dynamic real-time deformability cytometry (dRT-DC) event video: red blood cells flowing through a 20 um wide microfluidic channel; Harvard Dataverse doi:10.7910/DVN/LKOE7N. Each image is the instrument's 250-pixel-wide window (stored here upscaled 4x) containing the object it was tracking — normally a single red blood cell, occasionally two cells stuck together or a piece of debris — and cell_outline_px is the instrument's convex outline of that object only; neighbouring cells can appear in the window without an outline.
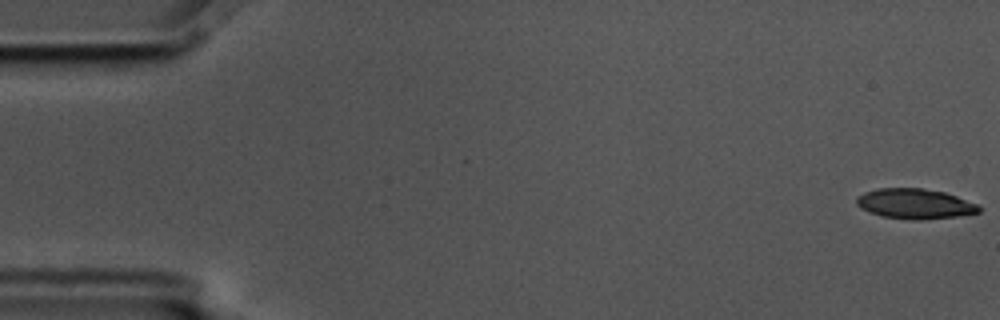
{"species": "common noctule bat (a hibernating species)", "species_latin": "Nyctalus noctula", "temperature_condition": "cold", "stored_images_in_passage": 56, "camera_frame_rate_fps": 3000, "um_per_image_px": 0.085, "animal": {"sex": "male", "body_mass_g": 17.5, "forearm_length_mm": 52.3}, "frame": {"image": 1, "passage_image": 1, "time_ms": 0.0, "image_size_px": [1000, 320], "cell_outline_px": [[980, 212], [956, 216], [920, 220], [912, 220], [884, 216], [860, 208], [856, 204], [856, 196], [864, 192], [876, 188], [920, 188], [944, 192], [956, 196], [976, 204], [980, 208]], "centroid_in_image_um": [77.72, 17.31], "position_along_channel_um": 7.3, "area_um2": 21.27}}
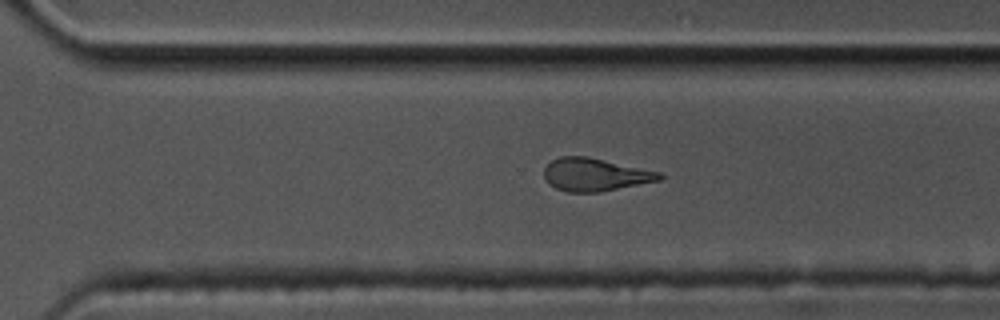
{"frame": {"image": 2, "passage_image": 39, "time_ms": 12.667, "image_size_px": [1000, 320], "cell_outline_px": [[664, 176], [660, 180], [600, 192], [568, 192], [556, 188], [548, 184], [544, 176], [544, 168], [552, 160], [560, 156], [588, 156], [660, 172]], "centroid_in_image_um": [50.56, 14.84], "position_along_channel_um": 320.0, "area_um2": 22.08}}
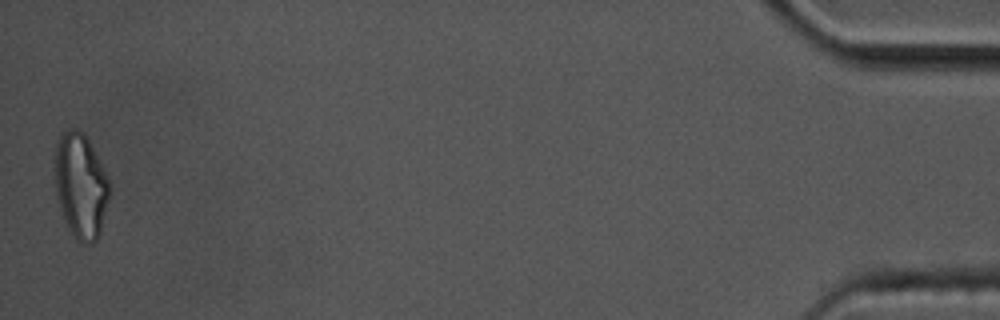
{"frame": {"image": 3, "passage_image": 56, "time_ms": 18.333, "image_size_px": [1000, 320], "cell_outline_px": [[108, 200], [100, 232], [96, 240], [92, 244], [80, 244], [76, 240], [64, 220], [56, 196], [52, 168], [56, 144], [60, 132], [68, 128], [76, 128], [84, 132], [108, 176]], "centroid_in_image_um": [6.8, 15.75], "position_along_channel_um": 428.4, "area_um2": 34.04}, "authors_computed_cell_mechanics": {"area_um2": 23.2645, "velocity_mm_per_s": 3.5709, "shape_relaxation_time_tau1_ms": 6.7452, "shape_relaxation_time_tau2_ms": 3.1382, "deformation_change_tau1": 0.1744, "deformation_change_tau2": 0.1078}}